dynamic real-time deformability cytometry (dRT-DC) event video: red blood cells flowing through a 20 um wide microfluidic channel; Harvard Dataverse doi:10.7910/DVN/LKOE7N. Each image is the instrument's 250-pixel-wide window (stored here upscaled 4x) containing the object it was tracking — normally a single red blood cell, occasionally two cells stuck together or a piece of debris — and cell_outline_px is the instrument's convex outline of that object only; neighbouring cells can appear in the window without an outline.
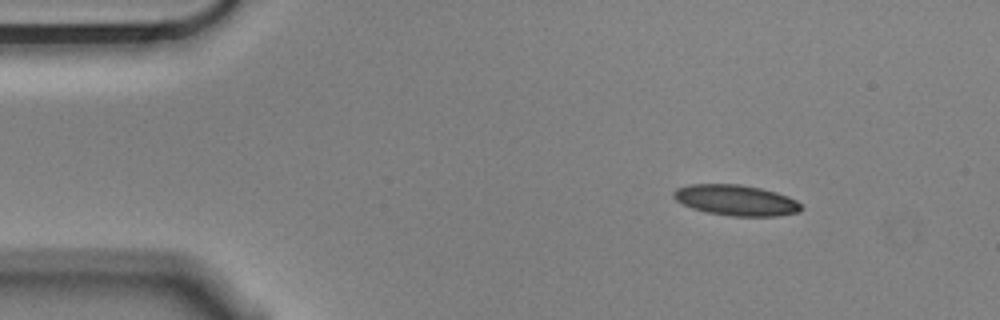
{"species": "Egyptian fruit bat (a non-hibernating species)", "species_latin": "Rousettus aegyptiacus", "temperature_condition": "cold", "stored_images_in_passage": 49, "camera_frame_rate_fps": 3000, "um_per_image_px": 0.085, "animal": {"sex": "male"}, "frame": {"image": 1, "passage_image": 1, "time_ms": 0.0, "image_size_px": [1000, 320], "cell_outline_px": [[800, 208], [796, 212], [776, 216], [732, 216], [708, 212], [692, 208], [676, 200], [672, 196], [672, 192], [676, 188], [688, 184], [740, 184], [760, 188], [776, 192], [788, 196], [796, 200], [800, 204]], "centroid_in_image_um": [62.51, 17.0], "position_along_channel_um": 22.5, "area_um2": 22.66}}
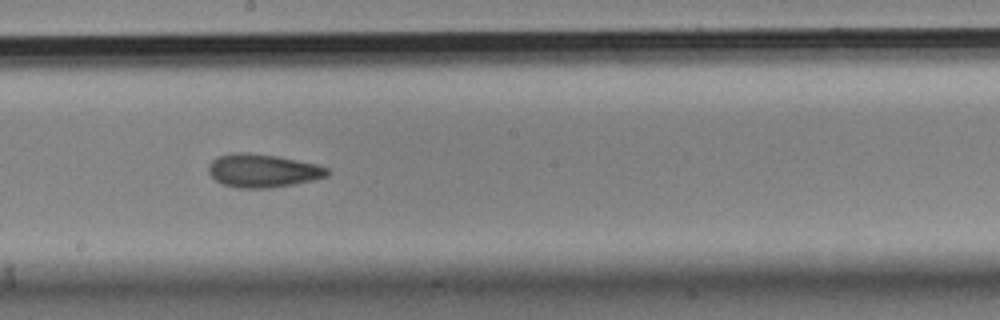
{"frame": {"image": 2, "passage_image": 24, "time_ms": 7.667, "image_size_px": [1000, 320], "cell_outline_px": [[328, 176], [312, 180], [272, 188], [236, 188], [224, 184], [216, 180], [208, 172], [208, 164], [216, 156], [232, 152], [248, 152], [276, 156], [316, 164], [328, 168]], "centroid_in_image_um": [22.29, 14.5], "position_along_channel_um": 225.9, "area_um2": 23.06}}
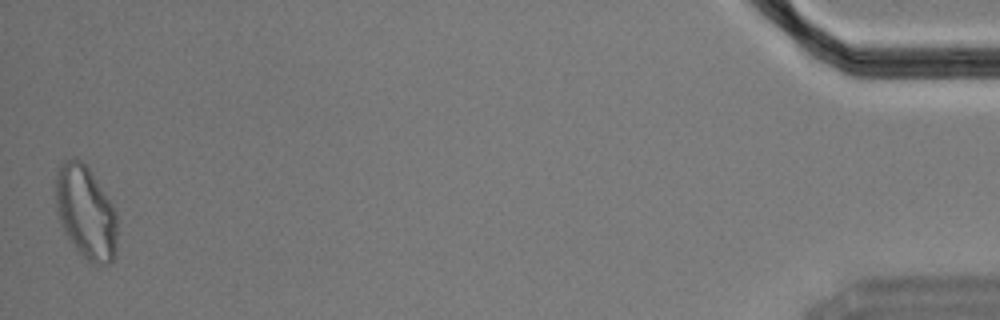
{"frame": {"image": 3, "passage_image": 49, "time_ms": 16.0, "image_size_px": [1000, 320], "cell_outline_px": [[116, 252], [112, 260], [108, 264], [92, 264], [76, 248], [64, 232], [56, 212], [56, 168], [64, 160], [76, 156], [88, 168], [112, 204], [116, 212]], "centroid_in_image_um": [7.27, 18.03], "position_along_channel_um": 427.9, "area_um2": 33.23}, "authors_computed_cell_mechanics": {"area_um2": 22.7732, "velocity_mm_per_s": 3.5499, "shape_relaxation_time_tau1_ms": null, "shape_relaxation_time_tau2_ms": 2.9204, "deformation_change_tau1": null, "deformation_change_tau2": 0.1012}}